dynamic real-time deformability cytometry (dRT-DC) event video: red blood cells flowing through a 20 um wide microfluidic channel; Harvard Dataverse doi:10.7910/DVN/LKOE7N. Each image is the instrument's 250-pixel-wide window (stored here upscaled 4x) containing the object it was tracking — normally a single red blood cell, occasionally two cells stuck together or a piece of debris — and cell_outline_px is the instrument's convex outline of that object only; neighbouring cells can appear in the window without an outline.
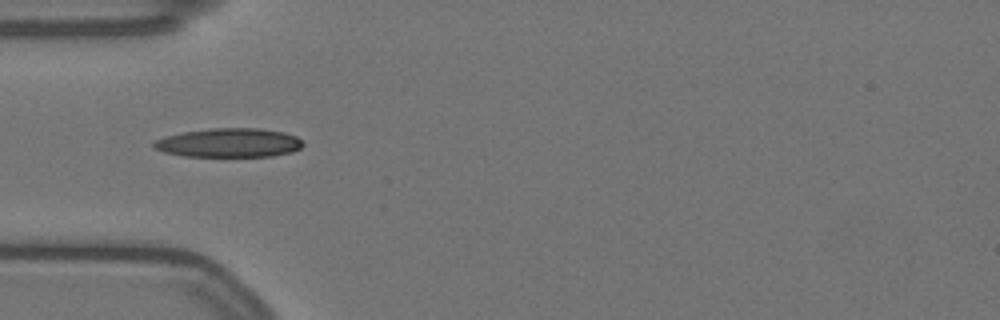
{"species": "Egyptian fruit bat (a non-hibernating species)", "species_latin": "Rousettus aegyptiacus", "temperature_condition": "warm", "stored_images_in_passage": 38, "camera_frame_rate_fps": 3000, "um_per_image_px": 0.085, "animal": {"sex": "female"}, "frame": {"image": 1, "passage_image": 1, "time_ms": 0.0, "image_size_px": [1000, 320], "cell_outline_px": [[304, 144], [300, 148], [292, 152], [272, 156], [184, 156], [164, 152], [152, 148], [152, 144], [156, 140], [164, 136], [184, 132], [208, 128], [260, 128], [284, 132], [296, 136]], "centroid_in_image_um": [19.45, 12.13], "position_along_channel_um": 65.5, "area_um2": 25.26}}
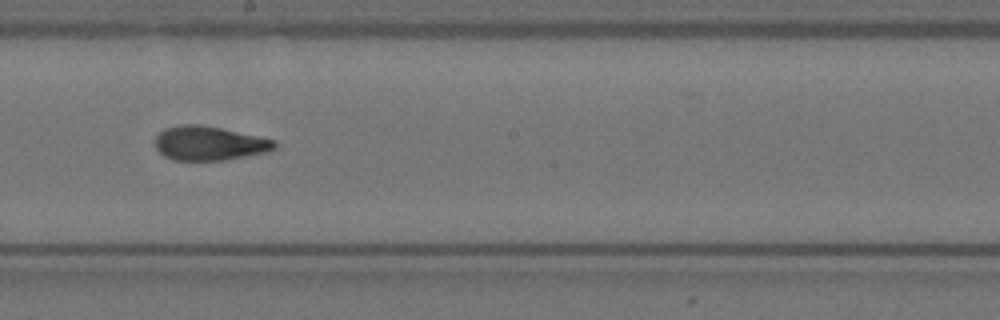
{"frame": {"image": 2, "passage_image": 15, "time_ms": 4.667, "image_size_px": [1000, 320], "cell_outline_px": [[276, 148], [264, 152], [224, 160], [172, 160], [164, 156], [156, 148], [156, 136], [164, 128], [180, 124], [200, 124], [220, 128], [276, 140]], "centroid_in_image_um": [17.75, 12.17], "position_along_channel_um": 230.5, "area_um2": 23.58}}
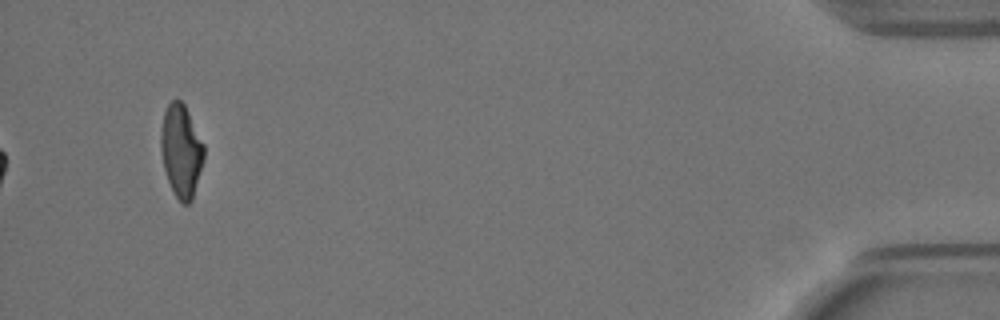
{"frame": {"image": 3, "passage_image": 38, "time_ms": 12.333, "image_size_px": [1000, 320], "cell_outline_px": [[204, 156], [192, 200], [188, 204], [184, 204], [176, 196], [168, 180], [164, 168], [160, 148], [160, 132], [164, 112], [168, 104], [172, 100], [180, 100], [184, 104], [204, 144]], "centroid_in_image_um": [15.39, 12.79], "position_along_channel_um": 419.8, "area_um2": 22.95}, "authors_computed_cell_mechanics": {"area_um2": 23.7558, "velocity_mm_per_s": 3.5153, "shape_relaxation_time_tau1_ms": 7.4642, "shape_relaxation_time_tau2_ms": 1.5302, "deformation_change_tau1": 0.2373, "deformation_change_tau2": 0.075}}